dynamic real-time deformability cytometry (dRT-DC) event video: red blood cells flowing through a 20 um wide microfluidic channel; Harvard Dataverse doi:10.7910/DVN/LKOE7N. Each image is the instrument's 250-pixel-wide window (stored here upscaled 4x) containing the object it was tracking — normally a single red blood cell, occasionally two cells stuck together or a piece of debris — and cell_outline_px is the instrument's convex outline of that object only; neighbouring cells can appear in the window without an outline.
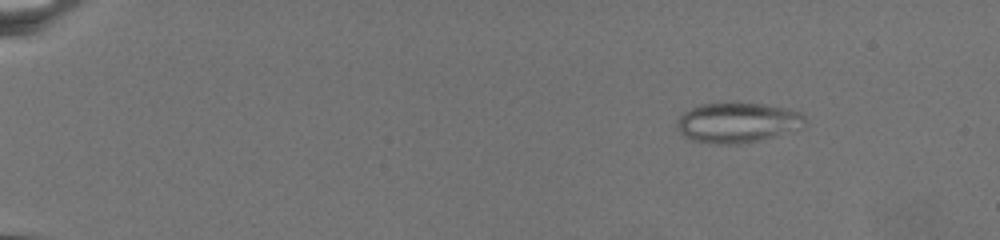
{"species": "common noctule bat (a hibernating species)", "species_latin": "Nyctalus noctula", "temperature_condition": "warm", "stored_images_in_passage": 77, "camera_frame_rate_fps": 3000, "um_per_image_px": 0.085, "animal": {"sex": "female", "body_mass_g": 19.5, "forearm_length_mm": 54.1}, "frame": {"image": 1, "passage_image": 12, "time_ms": 3.667, "image_size_px": [1000, 240], "cell_outline_px": [[804, 120], [772, 136], [760, 140], [740, 144], [716, 144], [692, 140], [684, 136], [676, 128], [676, 120], [684, 112], [692, 108], [704, 104], [760, 104], [788, 108], [804, 112]], "centroid_in_image_um": [62.55, 10.42], "position_along_channel_um": 22.5, "area_um2": 28.78}}
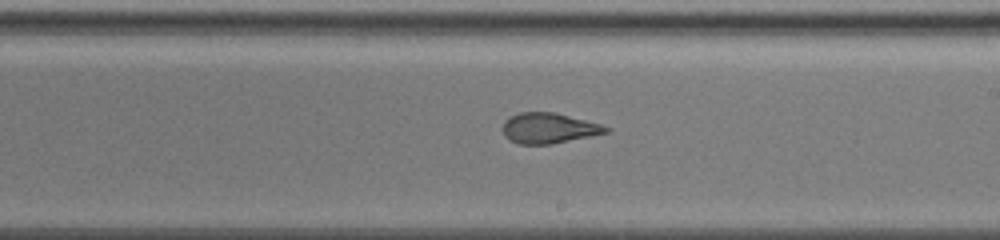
{"frame": {"image": 2, "passage_image": 49, "time_ms": 16.0, "image_size_px": [1000, 240], "cell_outline_px": [[612, 128], [608, 132], [592, 136], [552, 144], [516, 144], [508, 140], [504, 136], [504, 120], [520, 112], [556, 112], [600, 124]], "centroid_in_image_um": [46.65, 10.9], "position_along_channel_um": 242.3, "area_um2": 18.38}}
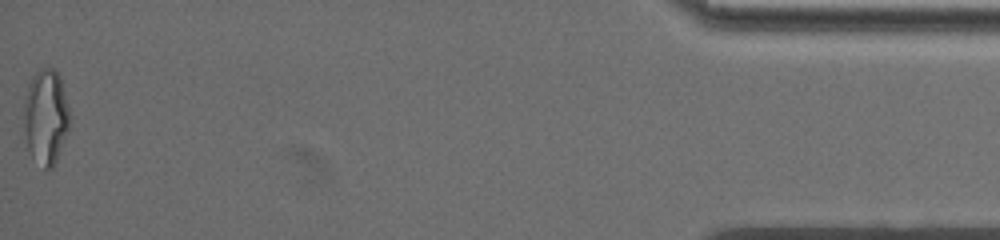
{"frame": {"image": 3, "passage_image": 77, "time_ms": 25.333, "image_size_px": [1000, 240], "cell_outline_px": [[68, 132], [56, 160], [52, 168], [48, 172], [32, 156], [28, 148], [24, 128], [24, 100], [28, 84], [32, 76], [36, 72], [44, 68], [52, 68], [60, 76], [68, 108]], "centroid_in_image_um": [3.88, 9.93], "position_along_channel_um": 431.3, "area_um2": 25.09}}